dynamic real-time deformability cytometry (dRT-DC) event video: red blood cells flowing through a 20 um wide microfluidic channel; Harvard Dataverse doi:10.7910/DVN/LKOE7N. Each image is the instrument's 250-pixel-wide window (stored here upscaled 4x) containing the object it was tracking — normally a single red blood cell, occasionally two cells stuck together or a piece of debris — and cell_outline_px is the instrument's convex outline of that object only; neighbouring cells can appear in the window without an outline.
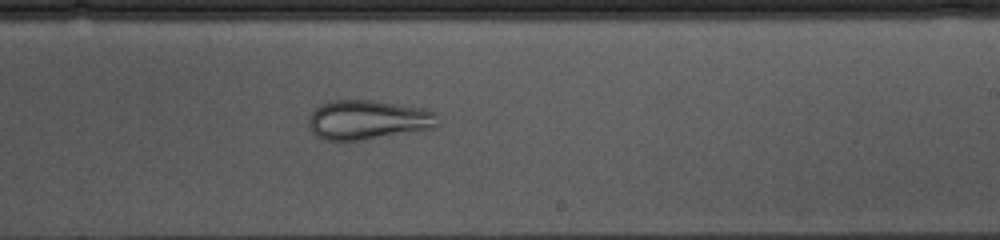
{"species": "common noctule bat (a hibernating species)", "species_latin": "Nyctalus noctula", "temperature_condition": "cold", "stored_images_in_passage": 53, "camera_frame_rate_fps": 3000, "um_per_image_px": 0.085, "animal": {"sex": "female", "body_mass_g": 10.0, "forearm_length_mm": 53.1}, "frame": {"image": 1, "passage_image": 30, "time_ms": 9.667, "image_size_px": [1000, 240], "cell_outline_px": [[436, 128], [360, 140], [324, 140], [316, 136], [312, 132], [308, 124], [308, 116], [320, 104], [332, 100], [372, 100], [428, 108], [436, 112]], "centroid_in_image_um": [31.26, 10.17], "position_along_channel_um": 257.7, "area_um2": 29.82}}
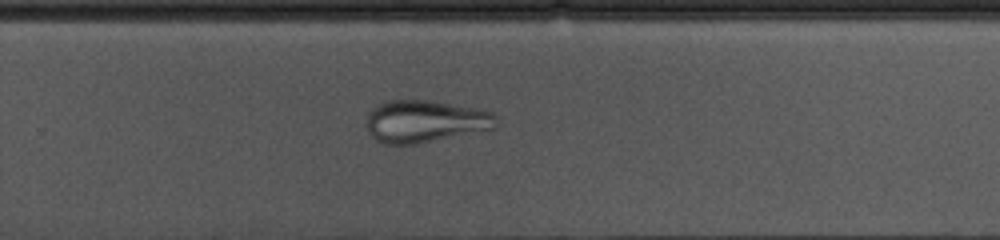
{"frame": {"image": 2, "passage_image": 33, "time_ms": 10.667, "image_size_px": [1000, 240], "cell_outline_px": [[496, 128], [416, 144], [384, 144], [376, 140], [368, 132], [364, 124], [368, 112], [376, 104], [388, 100], [428, 100], [476, 108], [492, 112], [496, 116]], "centroid_in_image_um": [36.07, 10.31], "position_along_channel_um": 293.7, "area_um2": 32.19}}